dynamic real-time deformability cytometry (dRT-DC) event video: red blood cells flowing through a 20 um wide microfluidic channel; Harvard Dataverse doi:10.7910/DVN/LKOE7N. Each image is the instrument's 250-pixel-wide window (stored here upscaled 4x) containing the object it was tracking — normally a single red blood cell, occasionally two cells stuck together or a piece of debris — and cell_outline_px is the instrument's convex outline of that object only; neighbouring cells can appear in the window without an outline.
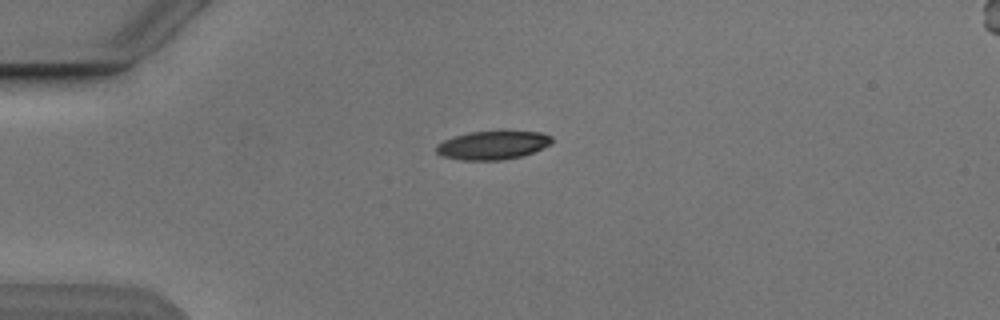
{"species": "Egyptian fruit bat (a non-hibernating species)", "species_latin": "Rousettus aegyptiacus", "temperature_condition": "cold", "stored_images_in_passage": 4, "camera_frame_rate_fps": 3000, "um_per_image_px": 0.085, "animal": {"sex": "male"}, "frame": {"image": 1, "passage_image": 1, "time_ms": 0.0, "image_size_px": [1000, 320], "cell_outline_px": [[552, 144], [532, 152], [520, 156], [500, 160], [460, 160], [440, 156], [436, 152], [436, 144], [452, 136], [468, 132], [504, 128], [540, 132], [552, 136]], "centroid_in_image_um": [41.87, 12.28], "position_along_channel_um": 43.1, "area_um2": 20.17}}
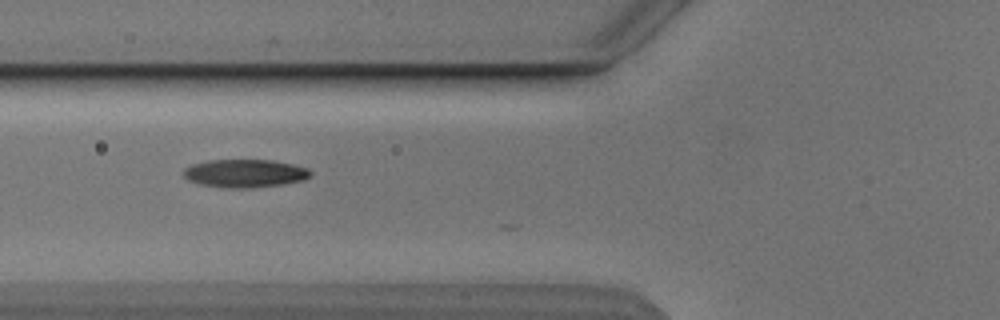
{"frame": {"image": 2, "passage_image": 3, "time_ms": 2.333, "image_size_px": [1000, 320], "cell_outline_px": [[312, 172], [304, 180], [280, 184], [244, 188], [236, 188], [200, 184], [188, 180], [184, 176], [184, 168], [192, 164], [208, 160], [272, 160], [292, 164], [308, 168]], "centroid_in_image_um": [20.8, 14.72], "position_along_channel_um": 105.0, "area_um2": 20.46}}